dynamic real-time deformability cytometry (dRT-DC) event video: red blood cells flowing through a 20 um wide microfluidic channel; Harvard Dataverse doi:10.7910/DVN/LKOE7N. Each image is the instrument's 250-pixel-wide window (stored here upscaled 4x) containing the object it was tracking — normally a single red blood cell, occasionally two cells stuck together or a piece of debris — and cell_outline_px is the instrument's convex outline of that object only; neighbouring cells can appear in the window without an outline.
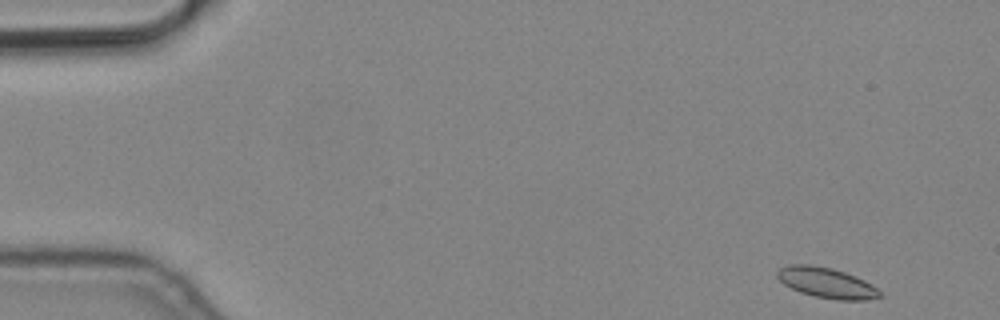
{"species": "common noctule bat (a hibernating species)", "species_latin": "Nyctalus noctula", "temperature_condition": "cold", "stored_images_in_passage": 5, "camera_frame_rate_fps": 3000, "um_per_image_px": 0.085, "animal": {"sex": "male", "body_mass_g": 19.2, "forearm_length_mm": 51.8}, "frame": {"image": 1, "passage_image": 1, "time_ms": 0.0, "image_size_px": [1000, 320], "cell_outline_px": [[884, 296], [868, 300], [836, 300], [816, 296], [800, 292], [784, 284], [776, 276], [776, 272], [780, 268], [788, 264], [808, 264], [832, 268], [856, 276], [872, 284]], "centroid_in_image_um": [70.27, 24.03], "position_along_channel_um": 14.7, "area_um2": 18.21}}
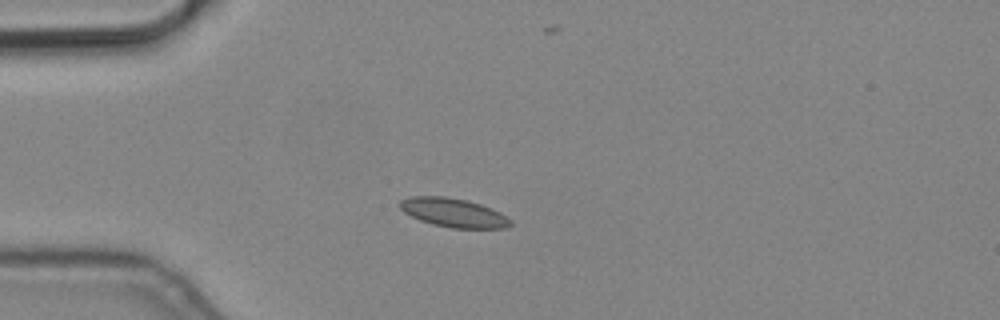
{"frame": {"image": 2, "passage_image": 4, "time_ms": 1.0, "image_size_px": [1000, 320], "cell_outline_px": [[512, 224], [504, 228], [452, 228], [432, 224], [420, 220], [404, 212], [400, 208], [400, 200], [412, 196], [444, 196], [468, 200], [480, 204], [500, 212], [512, 220]], "centroid_in_image_um": [38.55, 18.07], "position_along_channel_um": 46.4, "area_um2": 18.55}}